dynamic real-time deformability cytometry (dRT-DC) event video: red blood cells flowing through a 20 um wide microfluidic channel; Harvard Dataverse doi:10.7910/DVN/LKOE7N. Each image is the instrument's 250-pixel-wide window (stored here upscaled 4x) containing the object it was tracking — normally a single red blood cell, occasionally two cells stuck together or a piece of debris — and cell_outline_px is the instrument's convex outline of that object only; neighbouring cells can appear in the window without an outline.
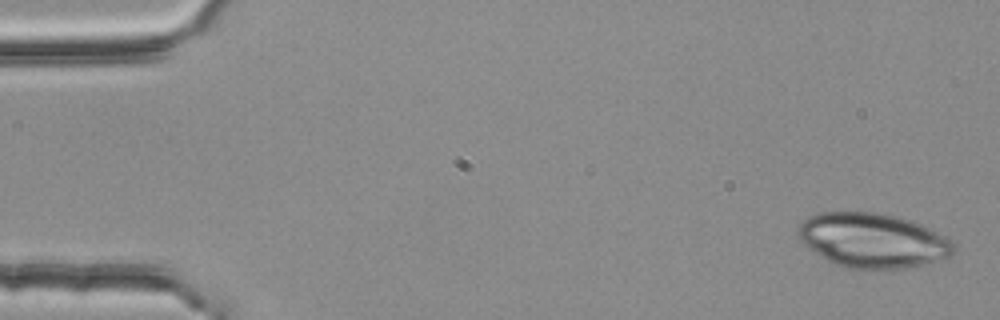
{"species": "common noctule bat (a hibernating species)", "species_latin": "Nyctalus noctula", "temperature_condition": "room temperature", "stored_images_in_passage": 5, "segment_of_instrument_passage": [1, 2], "camera_frame_rate_fps": 3000, "um_per_image_px": 0.085, "animal": {"sex": "female", "body_mass_g": 25.1}, "frame": {"image": 1, "passage_image": 1, "time_ms": 0.0, "image_size_px": [1000, 320], "cell_outline_px": [[956, 248], [952, 256], [904, 268], [884, 272], [844, 268], [832, 264], [808, 248], [800, 240], [796, 232], [800, 224], [808, 216], [820, 212], [876, 212], [896, 216], [912, 220], [952, 240], [956, 244]], "centroid_in_image_um": [74.16, 20.47], "position_along_channel_um": 10.8, "area_um2": 50.34}}